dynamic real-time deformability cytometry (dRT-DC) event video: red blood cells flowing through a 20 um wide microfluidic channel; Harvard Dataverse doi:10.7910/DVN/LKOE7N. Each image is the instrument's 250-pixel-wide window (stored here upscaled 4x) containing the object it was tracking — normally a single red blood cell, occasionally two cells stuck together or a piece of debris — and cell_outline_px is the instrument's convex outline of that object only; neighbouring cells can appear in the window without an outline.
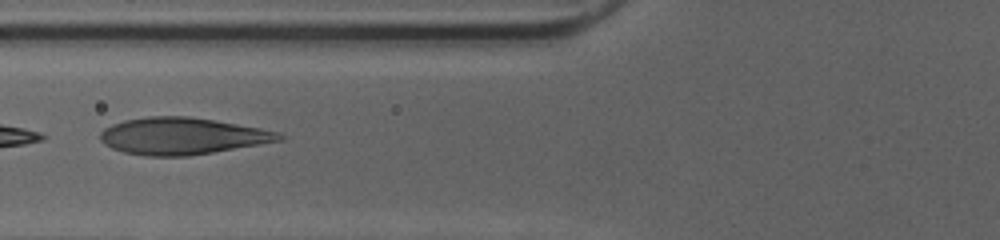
{"species": "human", "species_latin": "Homo sapiens", "temperature_condition": "cold", "stored_images_in_passage": 35, "camera_frame_rate_fps": 3000, "um_per_image_px": 0.085, "donor": {"sex": "female"}, "frame": {"image": 1, "passage_image": 7, "time_ms": 2.0, "image_size_px": [1000, 240], "cell_outline_px": [[284, 140], [188, 156], [148, 156], [124, 152], [112, 148], [104, 144], [100, 140], [100, 132], [104, 128], [112, 124], [124, 120], [148, 116], [188, 116], [260, 128], [280, 132], [284, 136]], "centroid_in_image_um": [15.46, 11.56], "position_along_channel_um": 110.3, "area_um2": 38.26}}
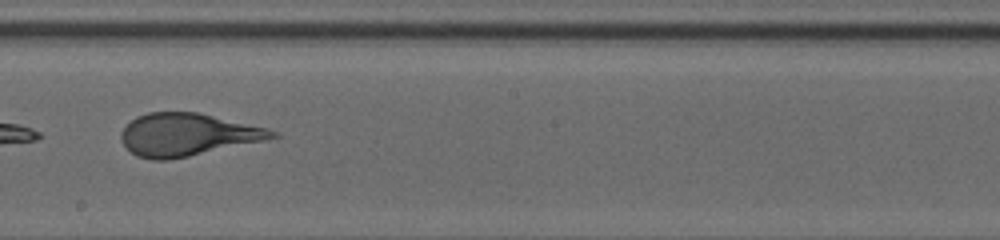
{"frame": {"image": 2, "passage_image": 16, "time_ms": 5.0, "image_size_px": [1000, 240], "cell_outline_px": [[280, 136], [268, 140], [168, 160], [152, 160], [136, 156], [120, 140], [120, 132], [136, 116], [148, 112], [196, 112], [268, 128], [280, 132]], "centroid_in_image_um": [15.95, 11.45], "position_along_channel_um": 232.2, "area_um2": 37.45}}
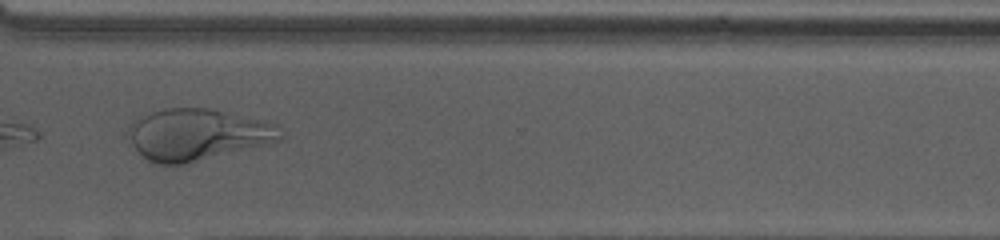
{"frame": {"image": 3, "passage_image": 25, "time_ms": 8.0, "image_size_px": [1000, 240], "cell_outline_px": [[284, 136], [280, 140], [184, 164], [160, 164], [148, 160], [120, 136], [136, 120], [152, 112], [164, 108], [208, 108], [264, 120], [276, 124]], "centroid_in_image_um": [16.7, 11.43], "position_along_channel_um": 353.9, "area_um2": 45.55}, "authors_computed_cell_mechanics": {"area_um2": 40.4022, "velocity_mm_per_s": 4.0494, "shape_relaxation_time_tau1_ms": 1.6816, "shape_relaxation_time_tau2_ms": 0.8049, "deformation_change_tau1": 0.3242, "deformation_change_tau2": 0.1042}}